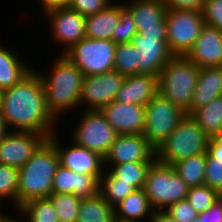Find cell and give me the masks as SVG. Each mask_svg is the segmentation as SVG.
Listing matches in <instances>:
<instances>
[{"instance_id":"6da1fadb","label":"cell","mask_w":222,"mask_h":222,"mask_svg":"<svg viewBox=\"0 0 222 222\" xmlns=\"http://www.w3.org/2000/svg\"><path fill=\"white\" fill-rule=\"evenodd\" d=\"M0 116L10 131L37 132L49 138L58 129V121L45 105L43 83L35 69L2 90Z\"/></svg>"},{"instance_id":"7a4b0ae2","label":"cell","mask_w":222,"mask_h":222,"mask_svg":"<svg viewBox=\"0 0 222 222\" xmlns=\"http://www.w3.org/2000/svg\"><path fill=\"white\" fill-rule=\"evenodd\" d=\"M56 59L50 68L52 72L45 75L38 71V74L43 83L47 110L60 122L61 114L80 107L84 74L63 54Z\"/></svg>"},{"instance_id":"3957f363","label":"cell","mask_w":222,"mask_h":222,"mask_svg":"<svg viewBox=\"0 0 222 222\" xmlns=\"http://www.w3.org/2000/svg\"><path fill=\"white\" fill-rule=\"evenodd\" d=\"M55 146L47 139L19 169L17 208L32 199L48 198L59 166Z\"/></svg>"},{"instance_id":"277c9868","label":"cell","mask_w":222,"mask_h":222,"mask_svg":"<svg viewBox=\"0 0 222 222\" xmlns=\"http://www.w3.org/2000/svg\"><path fill=\"white\" fill-rule=\"evenodd\" d=\"M198 76L197 65L185 56H173L158 76V93L187 113Z\"/></svg>"},{"instance_id":"5b68a950","label":"cell","mask_w":222,"mask_h":222,"mask_svg":"<svg viewBox=\"0 0 222 222\" xmlns=\"http://www.w3.org/2000/svg\"><path fill=\"white\" fill-rule=\"evenodd\" d=\"M210 137L191 115H185L171 135L156 149V160L173 165L182 159L207 152Z\"/></svg>"},{"instance_id":"8992f818","label":"cell","mask_w":222,"mask_h":222,"mask_svg":"<svg viewBox=\"0 0 222 222\" xmlns=\"http://www.w3.org/2000/svg\"><path fill=\"white\" fill-rule=\"evenodd\" d=\"M143 189L154 210L164 211L186 199L190 188L172 165L155 160L147 172Z\"/></svg>"},{"instance_id":"52a82bcc","label":"cell","mask_w":222,"mask_h":222,"mask_svg":"<svg viewBox=\"0 0 222 222\" xmlns=\"http://www.w3.org/2000/svg\"><path fill=\"white\" fill-rule=\"evenodd\" d=\"M117 44L112 40L83 38L73 44L63 55L74 64L84 76L100 75L114 70V56Z\"/></svg>"},{"instance_id":"ba28073f","label":"cell","mask_w":222,"mask_h":222,"mask_svg":"<svg viewBox=\"0 0 222 222\" xmlns=\"http://www.w3.org/2000/svg\"><path fill=\"white\" fill-rule=\"evenodd\" d=\"M167 44L174 56H186L205 25L201 10L168 8L165 16Z\"/></svg>"},{"instance_id":"9c48e42d","label":"cell","mask_w":222,"mask_h":222,"mask_svg":"<svg viewBox=\"0 0 222 222\" xmlns=\"http://www.w3.org/2000/svg\"><path fill=\"white\" fill-rule=\"evenodd\" d=\"M185 115L183 109L157 93L145 106L143 135L156 150L171 135Z\"/></svg>"},{"instance_id":"30bf717a","label":"cell","mask_w":222,"mask_h":222,"mask_svg":"<svg viewBox=\"0 0 222 222\" xmlns=\"http://www.w3.org/2000/svg\"><path fill=\"white\" fill-rule=\"evenodd\" d=\"M80 112L81 118L72 131L71 141L105 157L118 134L100 110Z\"/></svg>"},{"instance_id":"8fae6325","label":"cell","mask_w":222,"mask_h":222,"mask_svg":"<svg viewBox=\"0 0 222 222\" xmlns=\"http://www.w3.org/2000/svg\"><path fill=\"white\" fill-rule=\"evenodd\" d=\"M125 76L112 70L100 75L84 76L80 93V110H101L120 90ZM84 107V108H83Z\"/></svg>"},{"instance_id":"7c38bea8","label":"cell","mask_w":222,"mask_h":222,"mask_svg":"<svg viewBox=\"0 0 222 222\" xmlns=\"http://www.w3.org/2000/svg\"><path fill=\"white\" fill-rule=\"evenodd\" d=\"M57 136V137H56ZM48 140L55 146L59 156V164L76 173H83L94 176L98 181L104 170V157L99 153L85 147L76 145L70 141L68 147L61 145L57 132L51 135Z\"/></svg>"},{"instance_id":"4fadbf2b","label":"cell","mask_w":222,"mask_h":222,"mask_svg":"<svg viewBox=\"0 0 222 222\" xmlns=\"http://www.w3.org/2000/svg\"><path fill=\"white\" fill-rule=\"evenodd\" d=\"M44 16L51 26V36L55 44L59 45L57 47L63 46L61 54L85 38L86 16L68 6L51 10L43 18Z\"/></svg>"},{"instance_id":"5bb4252c","label":"cell","mask_w":222,"mask_h":222,"mask_svg":"<svg viewBox=\"0 0 222 222\" xmlns=\"http://www.w3.org/2000/svg\"><path fill=\"white\" fill-rule=\"evenodd\" d=\"M47 139L37 132L10 131L0 141V164L20 169Z\"/></svg>"},{"instance_id":"9a60e30c","label":"cell","mask_w":222,"mask_h":222,"mask_svg":"<svg viewBox=\"0 0 222 222\" xmlns=\"http://www.w3.org/2000/svg\"><path fill=\"white\" fill-rule=\"evenodd\" d=\"M155 160L156 150L143 134H123L117 135L110 146L104 157V167L110 169L113 165L125 162Z\"/></svg>"},{"instance_id":"2e32d148","label":"cell","mask_w":222,"mask_h":222,"mask_svg":"<svg viewBox=\"0 0 222 222\" xmlns=\"http://www.w3.org/2000/svg\"><path fill=\"white\" fill-rule=\"evenodd\" d=\"M131 43L136 49L138 74L158 77L162 68L174 56L167 42L158 38L144 37L137 33Z\"/></svg>"},{"instance_id":"e0dca14e","label":"cell","mask_w":222,"mask_h":222,"mask_svg":"<svg viewBox=\"0 0 222 222\" xmlns=\"http://www.w3.org/2000/svg\"><path fill=\"white\" fill-rule=\"evenodd\" d=\"M100 111L118 135L143 134L145 130L144 106L113 100Z\"/></svg>"},{"instance_id":"ac0fdd59","label":"cell","mask_w":222,"mask_h":222,"mask_svg":"<svg viewBox=\"0 0 222 222\" xmlns=\"http://www.w3.org/2000/svg\"><path fill=\"white\" fill-rule=\"evenodd\" d=\"M185 57L199 68L222 67V32L205 24Z\"/></svg>"},{"instance_id":"d6986e66","label":"cell","mask_w":222,"mask_h":222,"mask_svg":"<svg viewBox=\"0 0 222 222\" xmlns=\"http://www.w3.org/2000/svg\"><path fill=\"white\" fill-rule=\"evenodd\" d=\"M52 193L93 197L99 193V181L94 176L76 173L59 165L54 175Z\"/></svg>"},{"instance_id":"ffe728a7","label":"cell","mask_w":222,"mask_h":222,"mask_svg":"<svg viewBox=\"0 0 222 222\" xmlns=\"http://www.w3.org/2000/svg\"><path fill=\"white\" fill-rule=\"evenodd\" d=\"M158 93V77L151 75H127L115 101L124 104L146 106Z\"/></svg>"},{"instance_id":"44dd1931","label":"cell","mask_w":222,"mask_h":222,"mask_svg":"<svg viewBox=\"0 0 222 222\" xmlns=\"http://www.w3.org/2000/svg\"><path fill=\"white\" fill-rule=\"evenodd\" d=\"M219 96H222V67H200L191 107L186 114L191 115Z\"/></svg>"},{"instance_id":"7402d4cb","label":"cell","mask_w":222,"mask_h":222,"mask_svg":"<svg viewBox=\"0 0 222 222\" xmlns=\"http://www.w3.org/2000/svg\"><path fill=\"white\" fill-rule=\"evenodd\" d=\"M124 7L133 16L140 33L143 29L158 28V24H166L165 16L168 7L162 0H128Z\"/></svg>"},{"instance_id":"603a6c76","label":"cell","mask_w":222,"mask_h":222,"mask_svg":"<svg viewBox=\"0 0 222 222\" xmlns=\"http://www.w3.org/2000/svg\"><path fill=\"white\" fill-rule=\"evenodd\" d=\"M123 3H111L106 9L86 17L85 37L98 40H111L114 27L124 9Z\"/></svg>"},{"instance_id":"cb8c5ba5","label":"cell","mask_w":222,"mask_h":222,"mask_svg":"<svg viewBox=\"0 0 222 222\" xmlns=\"http://www.w3.org/2000/svg\"><path fill=\"white\" fill-rule=\"evenodd\" d=\"M115 219L149 222L155 210L144 189H137L114 207ZM147 216V217H146ZM142 219V220H141Z\"/></svg>"},{"instance_id":"d4e9b609","label":"cell","mask_w":222,"mask_h":222,"mask_svg":"<svg viewBox=\"0 0 222 222\" xmlns=\"http://www.w3.org/2000/svg\"><path fill=\"white\" fill-rule=\"evenodd\" d=\"M7 48V49H6ZM12 49L0 45V90L11 88L34 68L28 66ZM26 64V65H25ZM30 67V68H29Z\"/></svg>"},{"instance_id":"484cf974","label":"cell","mask_w":222,"mask_h":222,"mask_svg":"<svg viewBox=\"0 0 222 222\" xmlns=\"http://www.w3.org/2000/svg\"><path fill=\"white\" fill-rule=\"evenodd\" d=\"M77 222H115V210L99 193L82 198Z\"/></svg>"},{"instance_id":"4316f807","label":"cell","mask_w":222,"mask_h":222,"mask_svg":"<svg viewBox=\"0 0 222 222\" xmlns=\"http://www.w3.org/2000/svg\"><path fill=\"white\" fill-rule=\"evenodd\" d=\"M192 118L210 137L222 134V96L214 98L191 114Z\"/></svg>"},{"instance_id":"83f0119b","label":"cell","mask_w":222,"mask_h":222,"mask_svg":"<svg viewBox=\"0 0 222 222\" xmlns=\"http://www.w3.org/2000/svg\"><path fill=\"white\" fill-rule=\"evenodd\" d=\"M207 152L200 153L178 162L172 166L189 188L204 185Z\"/></svg>"},{"instance_id":"f1b7e54d","label":"cell","mask_w":222,"mask_h":222,"mask_svg":"<svg viewBox=\"0 0 222 222\" xmlns=\"http://www.w3.org/2000/svg\"><path fill=\"white\" fill-rule=\"evenodd\" d=\"M135 190L136 189L129 183L118 181V178L115 177L109 169L108 171L104 169L99 180V194L110 206L114 208L120 201L124 200Z\"/></svg>"},{"instance_id":"f546056e","label":"cell","mask_w":222,"mask_h":222,"mask_svg":"<svg viewBox=\"0 0 222 222\" xmlns=\"http://www.w3.org/2000/svg\"><path fill=\"white\" fill-rule=\"evenodd\" d=\"M154 161H133L113 165L110 172L118 181L129 183L136 190L142 189L145 184L147 172Z\"/></svg>"},{"instance_id":"4dcf8cb0","label":"cell","mask_w":222,"mask_h":222,"mask_svg":"<svg viewBox=\"0 0 222 222\" xmlns=\"http://www.w3.org/2000/svg\"><path fill=\"white\" fill-rule=\"evenodd\" d=\"M16 212L24 216L21 222H59L58 215L48 198L32 199L18 207Z\"/></svg>"},{"instance_id":"1f68e13d","label":"cell","mask_w":222,"mask_h":222,"mask_svg":"<svg viewBox=\"0 0 222 222\" xmlns=\"http://www.w3.org/2000/svg\"><path fill=\"white\" fill-rule=\"evenodd\" d=\"M48 199L56 210L59 222H77L82 198L74 194L52 193Z\"/></svg>"},{"instance_id":"d6a6232c","label":"cell","mask_w":222,"mask_h":222,"mask_svg":"<svg viewBox=\"0 0 222 222\" xmlns=\"http://www.w3.org/2000/svg\"><path fill=\"white\" fill-rule=\"evenodd\" d=\"M114 70L124 76L138 74L136 49L131 42L117 44Z\"/></svg>"},{"instance_id":"836d02e7","label":"cell","mask_w":222,"mask_h":222,"mask_svg":"<svg viewBox=\"0 0 222 222\" xmlns=\"http://www.w3.org/2000/svg\"><path fill=\"white\" fill-rule=\"evenodd\" d=\"M18 180V168L0 164V205L8 199L17 209Z\"/></svg>"},{"instance_id":"e575fe53","label":"cell","mask_w":222,"mask_h":222,"mask_svg":"<svg viewBox=\"0 0 222 222\" xmlns=\"http://www.w3.org/2000/svg\"><path fill=\"white\" fill-rule=\"evenodd\" d=\"M220 197V193L207 185L191 187L187 194L190 205L199 214L211 208Z\"/></svg>"},{"instance_id":"d590c367","label":"cell","mask_w":222,"mask_h":222,"mask_svg":"<svg viewBox=\"0 0 222 222\" xmlns=\"http://www.w3.org/2000/svg\"><path fill=\"white\" fill-rule=\"evenodd\" d=\"M137 27L131 13L124 8L120 12V18L112 32L111 40L116 44L131 42L137 34Z\"/></svg>"},{"instance_id":"8d00e7d4","label":"cell","mask_w":222,"mask_h":222,"mask_svg":"<svg viewBox=\"0 0 222 222\" xmlns=\"http://www.w3.org/2000/svg\"><path fill=\"white\" fill-rule=\"evenodd\" d=\"M204 184L222 194V161L207 152Z\"/></svg>"},{"instance_id":"74e56055","label":"cell","mask_w":222,"mask_h":222,"mask_svg":"<svg viewBox=\"0 0 222 222\" xmlns=\"http://www.w3.org/2000/svg\"><path fill=\"white\" fill-rule=\"evenodd\" d=\"M164 212L175 222H191L198 217V213L187 199H183L168 206Z\"/></svg>"},{"instance_id":"f35d334b","label":"cell","mask_w":222,"mask_h":222,"mask_svg":"<svg viewBox=\"0 0 222 222\" xmlns=\"http://www.w3.org/2000/svg\"><path fill=\"white\" fill-rule=\"evenodd\" d=\"M201 11L205 24L222 32V0H204Z\"/></svg>"},{"instance_id":"ab89813d","label":"cell","mask_w":222,"mask_h":222,"mask_svg":"<svg viewBox=\"0 0 222 222\" xmlns=\"http://www.w3.org/2000/svg\"><path fill=\"white\" fill-rule=\"evenodd\" d=\"M111 3L112 0H69L68 7L87 17L106 9Z\"/></svg>"},{"instance_id":"60d3db41","label":"cell","mask_w":222,"mask_h":222,"mask_svg":"<svg viewBox=\"0 0 222 222\" xmlns=\"http://www.w3.org/2000/svg\"><path fill=\"white\" fill-rule=\"evenodd\" d=\"M199 222H222V203L218 200L211 208L198 214Z\"/></svg>"},{"instance_id":"b9f144b4","label":"cell","mask_w":222,"mask_h":222,"mask_svg":"<svg viewBox=\"0 0 222 222\" xmlns=\"http://www.w3.org/2000/svg\"><path fill=\"white\" fill-rule=\"evenodd\" d=\"M168 8L202 10L204 0H162Z\"/></svg>"},{"instance_id":"7bdbcfd3","label":"cell","mask_w":222,"mask_h":222,"mask_svg":"<svg viewBox=\"0 0 222 222\" xmlns=\"http://www.w3.org/2000/svg\"><path fill=\"white\" fill-rule=\"evenodd\" d=\"M207 152L213 158L222 161V134L209 139Z\"/></svg>"},{"instance_id":"ee69618b","label":"cell","mask_w":222,"mask_h":222,"mask_svg":"<svg viewBox=\"0 0 222 222\" xmlns=\"http://www.w3.org/2000/svg\"><path fill=\"white\" fill-rule=\"evenodd\" d=\"M140 34L144 37L158 38L161 42H167L166 24H158V28L143 29Z\"/></svg>"},{"instance_id":"f6af8a7d","label":"cell","mask_w":222,"mask_h":222,"mask_svg":"<svg viewBox=\"0 0 222 222\" xmlns=\"http://www.w3.org/2000/svg\"><path fill=\"white\" fill-rule=\"evenodd\" d=\"M37 2L42 6L41 12L45 15L51 10L67 7L69 0H38Z\"/></svg>"},{"instance_id":"bcb514c9","label":"cell","mask_w":222,"mask_h":222,"mask_svg":"<svg viewBox=\"0 0 222 222\" xmlns=\"http://www.w3.org/2000/svg\"><path fill=\"white\" fill-rule=\"evenodd\" d=\"M149 222H175L164 211H155Z\"/></svg>"},{"instance_id":"7dc6e473","label":"cell","mask_w":222,"mask_h":222,"mask_svg":"<svg viewBox=\"0 0 222 222\" xmlns=\"http://www.w3.org/2000/svg\"><path fill=\"white\" fill-rule=\"evenodd\" d=\"M10 132L6 122L0 116V141Z\"/></svg>"},{"instance_id":"c3c4849f","label":"cell","mask_w":222,"mask_h":222,"mask_svg":"<svg viewBox=\"0 0 222 222\" xmlns=\"http://www.w3.org/2000/svg\"><path fill=\"white\" fill-rule=\"evenodd\" d=\"M0 222H21V221L18 218L9 217V214L8 215L3 214L0 217Z\"/></svg>"},{"instance_id":"681fc988","label":"cell","mask_w":222,"mask_h":222,"mask_svg":"<svg viewBox=\"0 0 222 222\" xmlns=\"http://www.w3.org/2000/svg\"><path fill=\"white\" fill-rule=\"evenodd\" d=\"M115 222H142V221H126V220L115 219Z\"/></svg>"},{"instance_id":"f907efd6","label":"cell","mask_w":222,"mask_h":222,"mask_svg":"<svg viewBox=\"0 0 222 222\" xmlns=\"http://www.w3.org/2000/svg\"><path fill=\"white\" fill-rule=\"evenodd\" d=\"M1 96H2V91L0 90V107H1Z\"/></svg>"},{"instance_id":"816d5d0a","label":"cell","mask_w":222,"mask_h":222,"mask_svg":"<svg viewBox=\"0 0 222 222\" xmlns=\"http://www.w3.org/2000/svg\"><path fill=\"white\" fill-rule=\"evenodd\" d=\"M219 201L222 203V194H220Z\"/></svg>"},{"instance_id":"f5cc1de1","label":"cell","mask_w":222,"mask_h":222,"mask_svg":"<svg viewBox=\"0 0 222 222\" xmlns=\"http://www.w3.org/2000/svg\"><path fill=\"white\" fill-rule=\"evenodd\" d=\"M191 222H199L198 218L192 220Z\"/></svg>"}]
</instances>
